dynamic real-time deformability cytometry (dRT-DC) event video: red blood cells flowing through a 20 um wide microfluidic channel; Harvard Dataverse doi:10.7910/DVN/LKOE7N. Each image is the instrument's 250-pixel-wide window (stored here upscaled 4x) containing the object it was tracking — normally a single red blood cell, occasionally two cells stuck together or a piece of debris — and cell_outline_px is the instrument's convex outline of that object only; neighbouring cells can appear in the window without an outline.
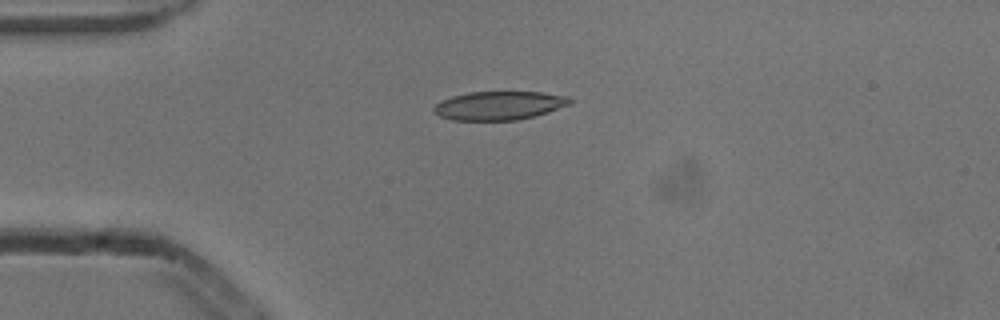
{"species": "common noctule bat (a hibernating species)", "species_latin": "Nyctalus noctula", "temperature_condition": "cold", "stored_images_in_passage": 2, "camera_frame_rate_fps": 3000, "um_per_image_px": 0.085, "animal": {"sex": "male", "body_mass_g": 13.3}, "frame": {"image": 1, "passage_image": 2, "time_ms": 0.333, "image_size_px": [1000, 320], "cell_outline_px": [[572, 104], [548, 112], [516, 120], [452, 120], [440, 116], [432, 112], [432, 108], [440, 100], [452, 96], [468, 92], [540, 92], [568, 96], [572, 100]], "centroid_in_image_um": [42.4, 8.97], "position_along_channel_um": 42.6, "area_um2": 22.77}}